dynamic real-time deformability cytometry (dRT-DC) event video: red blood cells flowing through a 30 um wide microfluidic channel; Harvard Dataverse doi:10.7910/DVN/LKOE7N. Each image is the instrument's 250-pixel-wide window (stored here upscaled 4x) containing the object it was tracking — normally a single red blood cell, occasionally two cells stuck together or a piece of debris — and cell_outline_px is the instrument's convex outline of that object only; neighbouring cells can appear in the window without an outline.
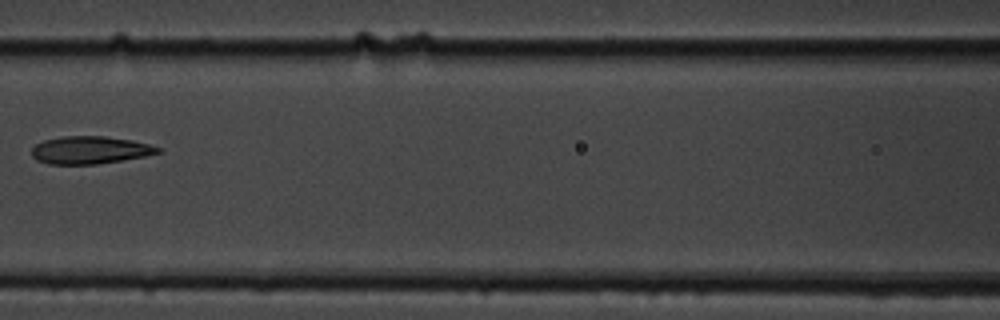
{"species": "common noctule bat (a hibernating species)", "species_latin": "Nyctalus noctula", "temperature_condition": "cold", "stored_images_in_passage": 5, "camera_frame_rate_fps": 3000, "um_per_image_px": 0.085, "animal": {"sex": "male", "body_mass_g": 19.5, "forearm_length_mm": 54.6}, "frame": {"image": 1, "passage_image": 5, "time_ms": 4.667, "image_size_px": [1000, 320], "cell_outline_px": [[160, 152], [144, 156], [96, 164], [48, 164], [36, 160], [32, 156], [32, 148], [36, 144], [44, 140], [64, 136], [104, 136], [132, 140], [148, 144], [160, 148]], "centroid_in_image_um": [7.61, 12.75], "position_along_channel_um": 159.0, "area_um2": 20.11}}